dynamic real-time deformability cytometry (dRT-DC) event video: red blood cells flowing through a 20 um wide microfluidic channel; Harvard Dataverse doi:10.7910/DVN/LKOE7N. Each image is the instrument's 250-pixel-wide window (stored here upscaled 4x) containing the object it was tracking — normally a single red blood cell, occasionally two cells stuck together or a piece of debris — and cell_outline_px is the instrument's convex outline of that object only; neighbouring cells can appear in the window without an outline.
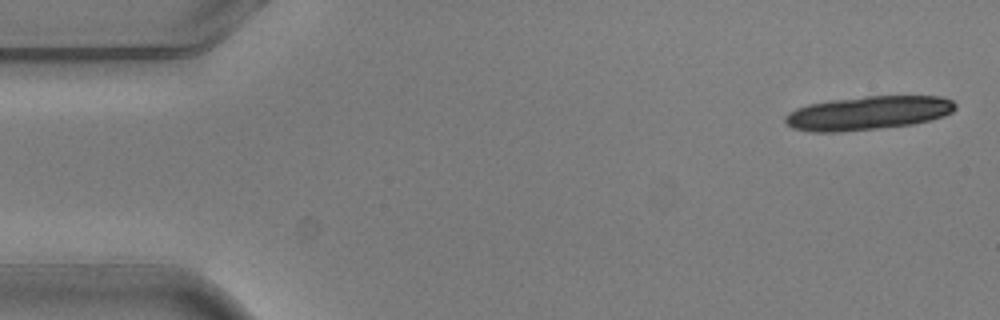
{"species": "common noctule bat (a hibernating species)", "species_latin": "Nyctalus noctula", "temperature_condition": "warm", "stored_images_in_passage": 8, "camera_frame_rate_fps": 3000, "um_per_image_px": 0.085, "animal": {"sex": "male", "body_mass_g": 20.5, "forearm_length_mm": 52.5}, "frame": {"image": 1, "passage_image": 1, "time_ms": 0.0, "image_size_px": [1000, 320], "cell_outline_px": [[956, 108], [952, 112], [944, 116], [912, 124], [840, 132], [812, 132], [792, 128], [784, 120], [784, 116], [788, 112], [796, 108], [808, 104], [828, 100], [864, 96], [940, 96], [952, 100], [956, 104]], "centroid_in_image_um": [73.75, 9.59], "position_along_channel_um": 11.3, "area_um2": 33.52}}
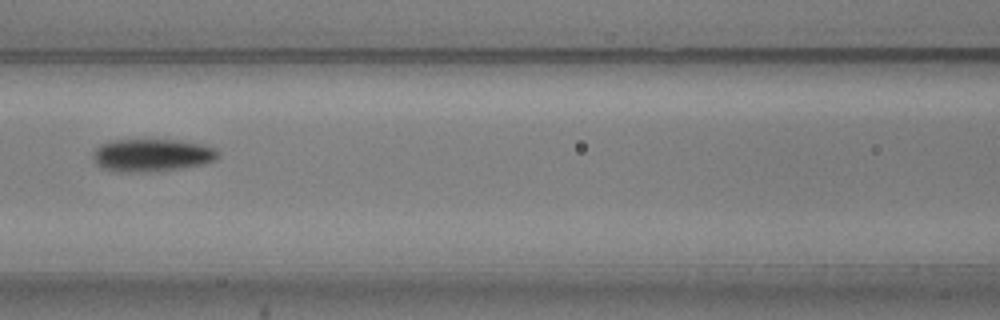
{"frame": {"image": 2, "passage_image": 7, "time_ms": 2.0, "image_size_px": [1000, 320], "cell_outline_px": [[220, 156], [216, 160], [200, 164], [180, 168], [132, 172], [116, 172], [100, 168], [96, 164], [92, 156], [92, 152], [100, 144], [112, 140], [180, 140], [204, 144], [216, 148], [220, 152]], "centroid_in_image_um": [12.9, 13.18], "position_along_channel_um": 153.7, "area_um2": 23.93}}
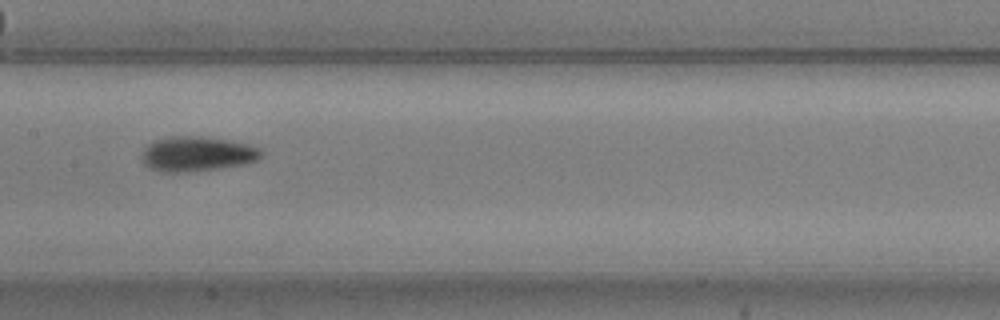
{"frame": {"image": 3, "passage_image": 8, "time_ms": 2.333, "image_size_px": [1000, 320], "cell_outline_px": [[264, 152], [256, 160], [248, 164], [220, 168], [188, 172], [160, 172], [148, 168], [140, 160], [140, 156], [144, 148], [152, 140], [168, 136], [200, 136], [228, 140], [248, 144], [260, 148]], "centroid_in_image_um": [16.7, 13.08], "position_along_channel_um": 190.7, "area_um2": 24.74}}